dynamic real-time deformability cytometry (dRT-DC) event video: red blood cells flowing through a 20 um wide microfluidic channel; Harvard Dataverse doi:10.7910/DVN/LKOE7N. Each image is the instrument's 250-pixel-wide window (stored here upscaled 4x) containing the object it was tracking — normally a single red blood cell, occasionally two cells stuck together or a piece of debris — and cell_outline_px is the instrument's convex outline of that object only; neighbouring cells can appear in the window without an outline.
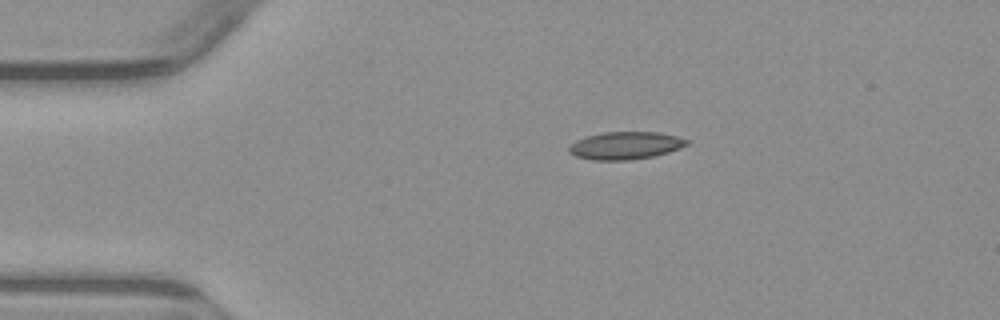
{"species": "common noctule bat (a hibernating species)", "species_latin": "Nyctalus noctula", "temperature_condition": "warm", "stored_images_in_passage": 3, "camera_frame_rate_fps": 3000, "um_per_image_px": 0.085, "animal": {"sex": "male", "body_mass_g": 23.1, "forearm_length_mm": 52.7}, "frame": {"image": 1, "passage_image": 3, "time_ms": 3.333, "image_size_px": [1000, 320], "cell_outline_px": [[688, 144], [680, 148], [668, 152], [652, 156], [632, 160], [596, 160], [576, 156], [568, 152], [568, 148], [576, 140], [588, 136], [604, 132], [660, 132], [676, 136], [688, 140]], "centroid_in_image_um": [53.16, 12.37], "position_along_channel_um": 31.8, "area_um2": 18.79}}